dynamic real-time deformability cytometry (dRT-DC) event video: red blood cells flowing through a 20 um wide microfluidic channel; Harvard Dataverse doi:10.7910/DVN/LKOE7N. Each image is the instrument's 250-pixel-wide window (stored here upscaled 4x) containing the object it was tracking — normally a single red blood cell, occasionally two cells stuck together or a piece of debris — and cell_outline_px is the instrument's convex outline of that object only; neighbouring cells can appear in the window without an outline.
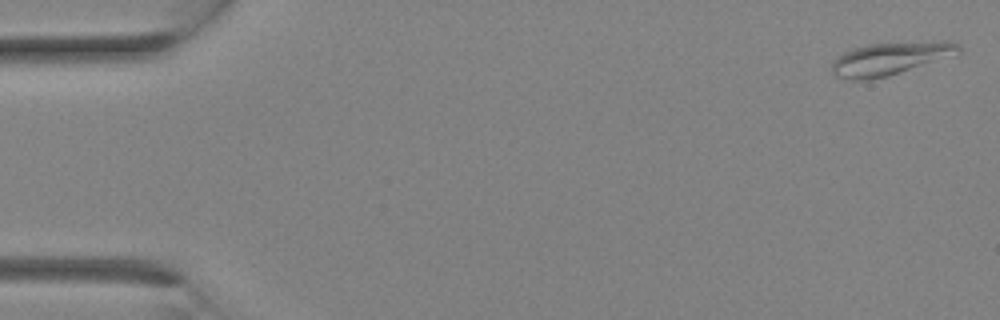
{"species": "Egyptian fruit bat (a non-hibernating species)", "species_latin": "Rousettus aegyptiacus", "temperature_condition": "room temperature", "stored_images_in_passage": 16, "camera_frame_rate_fps": 3000, "um_per_image_px": 0.085, "animal": {"sex": "female"}, "frame": {"image": 1, "passage_image": 1, "time_ms": 0.0, "image_size_px": [1000, 320], "cell_outline_px": [[960, 52], [888, 76], [868, 80], [852, 80], [832, 76], [832, 60], [836, 56], [844, 52], [868, 44], [944, 40], [948, 40], [960, 44]], "centroid_in_image_um": [75.6, 4.97], "position_along_channel_um": 9.4, "area_um2": 24.1}}
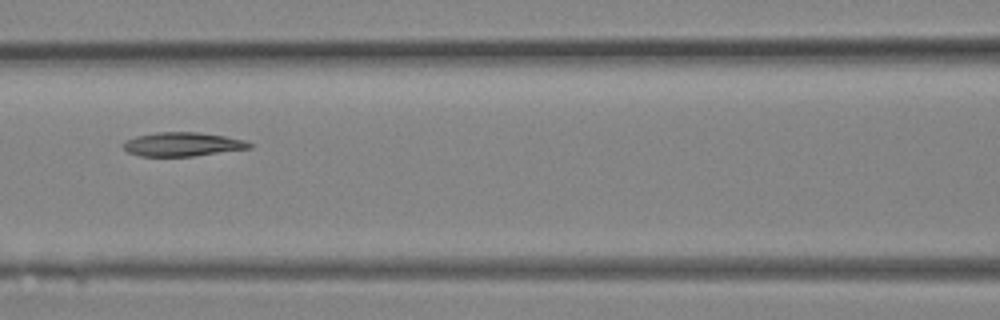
{"frame": {"image": 2, "passage_image": 13, "time_ms": 4.0, "image_size_px": [1000, 320], "cell_outline_px": [[252, 148], [192, 156], [140, 156], [128, 152], [124, 148], [124, 140], [136, 136], [156, 132], [200, 132], [224, 136], [244, 140], [252, 144]], "centroid_in_image_um": [15.51, 12.26], "position_along_channel_um": 151.1, "area_um2": 17.51}}
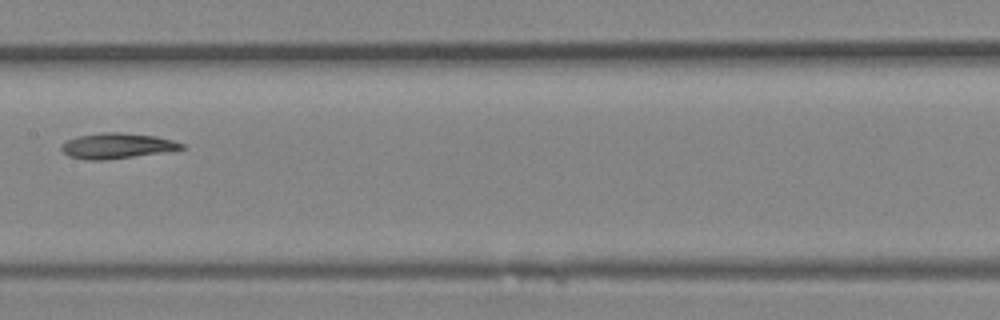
{"frame": {"image": 3, "passage_image": 15, "time_ms": 4.667, "image_size_px": [1000, 320], "cell_outline_px": [[184, 148], [160, 152], [104, 160], [88, 160], [68, 156], [60, 148], [68, 140], [76, 136], [104, 132], [120, 132], [156, 136], [172, 140], [184, 144]], "centroid_in_image_um": [9.9, 12.38], "position_along_channel_um": 197.5, "area_um2": 17.46}}